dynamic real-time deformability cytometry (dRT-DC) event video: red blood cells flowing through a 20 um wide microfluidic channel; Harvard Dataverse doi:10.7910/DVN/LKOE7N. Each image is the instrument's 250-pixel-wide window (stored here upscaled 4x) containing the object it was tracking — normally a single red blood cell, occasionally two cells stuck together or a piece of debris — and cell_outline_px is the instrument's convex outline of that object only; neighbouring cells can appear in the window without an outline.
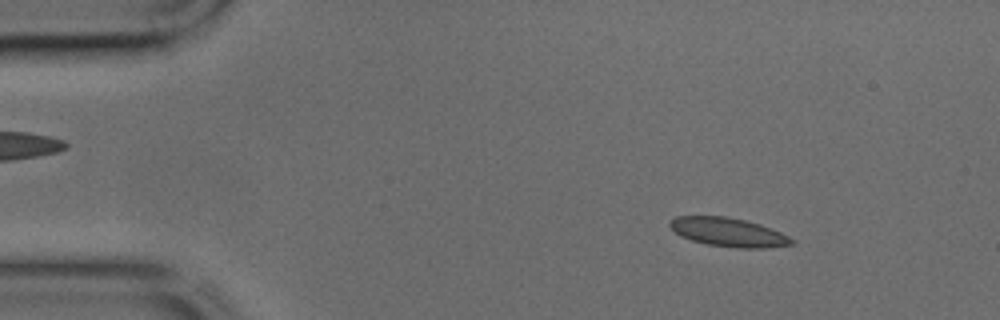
{"species": "common noctule bat (a hibernating species)", "species_latin": "Nyctalus noctula", "temperature_condition": "cold", "stored_images_in_passage": 44, "camera_frame_rate_fps": 3000, "um_per_image_px": 0.085, "animal": {"sex": "male", "body_mass_g": 17.9, "forearm_length_mm": 54.2}, "frame": {"image": 1, "passage_image": 6, "time_ms": 1.667, "image_size_px": [1000, 320], "cell_outline_px": [[796, 244], [768, 248], [736, 248], [708, 244], [692, 240], [680, 236], [668, 224], [668, 220], [676, 216], [724, 216], [744, 220], [760, 224], [780, 232], [796, 240]], "centroid_in_image_um": [61.93, 19.74], "position_along_channel_um": 23.1, "area_um2": 20.52}}
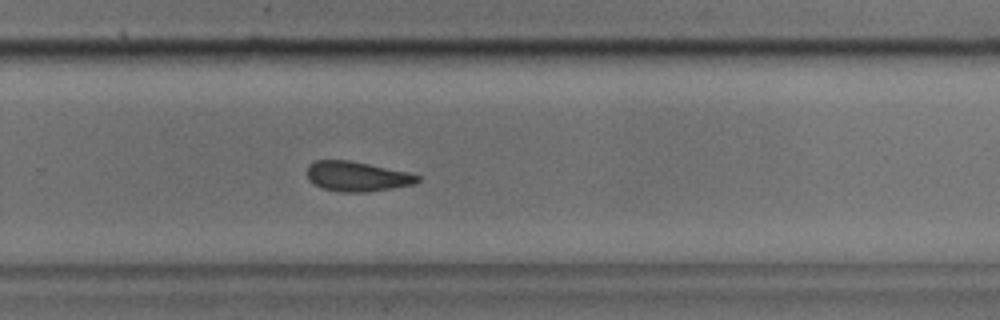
{"frame": {"image": 2, "passage_image": 29, "time_ms": 9.333, "image_size_px": [1000, 320], "cell_outline_px": [[420, 180], [412, 184], [392, 188], [364, 192], [340, 192], [320, 188], [308, 180], [308, 164], [316, 160], [348, 160], [408, 172], [420, 176]], "centroid_in_image_um": [30.31, 15.0], "position_along_channel_um": 299.5, "area_um2": 19.13}}
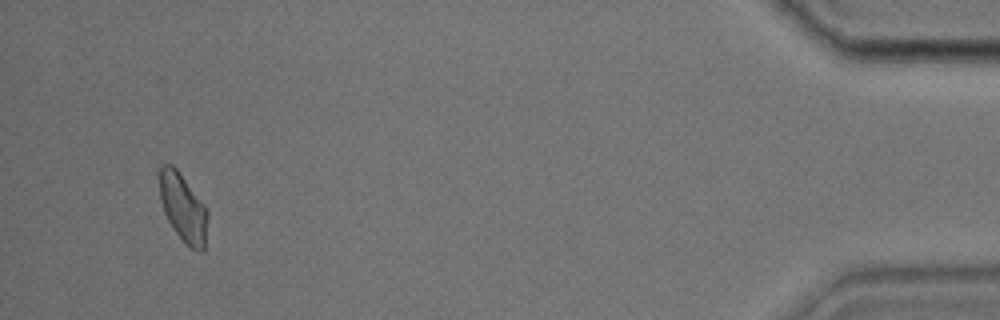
{"frame": {"image": 3, "passage_image": 42, "time_ms": 13.667, "image_size_px": [1000, 320], "cell_outline_px": [[208, 216], [204, 252], [200, 252], [192, 248], [176, 232], [168, 220], [164, 212], [160, 200], [160, 168], [164, 164], [172, 164], [176, 168], [208, 208]], "centroid_in_image_um": [15.59, 17.65], "position_along_channel_um": 419.6, "area_um2": 18.96}}